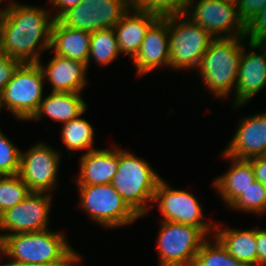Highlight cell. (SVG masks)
Returning <instances> with one entry per match:
<instances>
[{"mask_svg":"<svg viewBox=\"0 0 266 266\" xmlns=\"http://www.w3.org/2000/svg\"><path fill=\"white\" fill-rule=\"evenodd\" d=\"M42 8L9 3L0 9V52L21 63H38L50 49L54 19Z\"/></svg>","mask_w":266,"mask_h":266,"instance_id":"obj_1","label":"cell"},{"mask_svg":"<svg viewBox=\"0 0 266 266\" xmlns=\"http://www.w3.org/2000/svg\"><path fill=\"white\" fill-rule=\"evenodd\" d=\"M0 254L12 259L7 263L68 265L79 254L61 232L48 229L5 235L0 241Z\"/></svg>","mask_w":266,"mask_h":266,"instance_id":"obj_2","label":"cell"},{"mask_svg":"<svg viewBox=\"0 0 266 266\" xmlns=\"http://www.w3.org/2000/svg\"><path fill=\"white\" fill-rule=\"evenodd\" d=\"M161 179L144 159L119 149L118 171L111 185L139 217L149 211L148 202H153Z\"/></svg>","mask_w":266,"mask_h":266,"instance_id":"obj_3","label":"cell"},{"mask_svg":"<svg viewBox=\"0 0 266 266\" xmlns=\"http://www.w3.org/2000/svg\"><path fill=\"white\" fill-rule=\"evenodd\" d=\"M245 37L214 39L204 55L197 70L202 82L212 94L222 98L232 87H236L239 63L243 52L241 42ZM235 84V85H234Z\"/></svg>","mask_w":266,"mask_h":266,"instance_id":"obj_4","label":"cell"},{"mask_svg":"<svg viewBox=\"0 0 266 266\" xmlns=\"http://www.w3.org/2000/svg\"><path fill=\"white\" fill-rule=\"evenodd\" d=\"M44 75L38 63H21L0 93V110L7 107L19 120H30L43 99Z\"/></svg>","mask_w":266,"mask_h":266,"instance_id":"obj_5","label":"cell"},{"mask_svg":"<svg viewBox=\"0 0 266 266\" xmlns=\"http://www.w3.org/2000/svg\"><path fill=\"white\" fill-rule=\"evenodd\" d=\"M168 31L170 68H198L214 38L186 15L168 16Z\"/></svg>","mask_w":266,"mask_h":266,"instance_id":"obj_6","label":"cell"},{"mask_svg":"<svg viewBox=\"0 0 266 266\" xmlns=\"http://www.w3.org/2000/svg\"><path fill=\"white\" fill-rule=\"evenodd\" d=\"M77 186L81 207L99 225L113 229L130 224L140 218L122 199L111 183Z\"/></svg>","mask_w":266,"mask_h":266,"instance_id":"obj_7","label":"cell"},{"mask_svg":"<svg viewBox=\"0 0 266 266\" xmlns=\"http://www.w3.org/2000/svg\"><path fill=\"white\" fill-rule=\"evenodd\" d=\"M157 238L159 266H193L206 234L196 226L162 221Z\"/></svg>","mask_w":266,"mask_h":266,"instance_id":"obj_8","label":"cell"},{"mask_svg":"<svg viewBox=\"0 0 266 266\" xmlns=\"http://www.w3.org/2000/svg\"><path fill=\"white\" fill-rule=\"evenodd\" d=\"M194 2L197 1H190L185 15L205 29L214 39L244 37L245 24L239 17L235 1L199 0L195 6Z\"/></svg>","mask_w":266,"mask_h":266,"instance_id":"obj_9","label":"cell"},{"mask_svg":"<svg viewBox=\"0 0 266 266\" xmlns=\"http://www.w3.org/2000/svg\"><path fill=\"white\" fill-rule=\"evenodd\" d=\"M129 9V0H82L59 20L70 28L92 33L114 28Z\"/></svg>","mask_w":266,"mask_h":266,"instance_id":"obj_10","label":"cell"},{"mask_svg":"<svg viewBox=\"0 0 266 266\" xmlns=\"http://www.w3.org/2000/svg\"><path fill=\"white\" fill-rule=\"evenodd\" d=\"M51 197L45 192H30L22 202L3 212L0 229L9 233L0 234V241L5 235L47 230Z\"/></svg>","mask_w":266,"mask_h":266,"instance_id":"obj_11","label":"cell"},{"mask_svg":"<svg viewBox=\"0 0 266 266\" xmlns=\"http://www.w3.org/2000/svg\"><path fill=\"white\" fill-rule=\"evenodd\" d=\"M153 202L158 203V209L164 216L162 221L196 226L206 235L214 233L213 226L202 220V208L197 199L186 190L169 187L163 178L157 184Z\"/></svg>","mask_w":266,"mask_h":266,"instance_id":"obj_12","label":"cell"},{"mask_svg":"<svg viewBox=\"0 0 266 266\" xmlns=\"http://www.w3.org/2000/svg\"><path fill=\"white\" fill-rule=\"evenodd\" d=\"M59 152L40 142L20 153L18 175L31 192L48 193L56 184L60 162Z\"/></svg>","mask_w":266,"mask_h":266,"instance_id":"obj_13","label":"cell"},{"mask_svg":"<svg viewBox=\"0 0 266 266\" xmlns=\"http://www.w3.org/2000/svg\"><path fill=\"white\" fill-rule=\"evenodd\" d=\"M249 49H260L258 54L243 48L239 63L234 107L245 105L255 94L266 86V48L260 43H249Z\"/></svg>","mask_w":266,"mask_h":266,"instance_id":"obj_14","label":"cell"},{"mask_svg":"<svg viewBox=\"0 0 266 266\" xmlns=\"http://www.w3.org/2000/svg\"><path fill=\"white\" fill-rule=\"evenodd\" d=\"M132 60L137 76H143L160 65L170 67L168 16L159 18L149 28L137 55Z\"/></svg>","mask_w":266,"mask_h":266,"instance_id":"obj_15","label":"cell"},{"mask_svg":"<svg viewBox=\"0 0 266 266\" xmlns=\"http://www.w3.org/2000/svg\"><path fill=\"white\" fill-rule=\"evenodd\" d=\"M223 152L236 159L266 156V113L242 119Z\"/></svg>","mask_w":266,"mask_h":266,"instance_id":"obj_16","label":"cell"},{"mask_svg":"<svg viewBox=\"0 0 266 266\" xmlns=\"http://www.w3.org/2000/svg\"><path fill=\"white\" fill-rule=\"evenodd\" d=\"M38 64L45 80L50 82L52 92L80 93L87 85L85 63L55 54L46 66L42 65L41 60Z\"/></svg>","mask_w":266,"mask_h":266,"instance_id":"obj_17","label":"cell"},{"mask_svg":"<svg viewBox=\"0 0 266 266\" xmlns=\"http://www.w3.org/2000/svg\"><path fill=\"white\" fill-rule=\"evenodd\" d=\"M80 175L77 185H103L112 182L118 171L119 147L117 150L94 149L80 158Z\"/></svg>","mask_w":266,"mask_h":266,"instance_id":"obj_18","label":"cell"},{"mask_svg":"<svg viewBox=\"0 0 266 266\" xmlns=\"http://www.w3.org/2000/svg\"><path fill=\"white\" fill-rule=\"evenodd\" d=\"M129 9L113 28L121 53L137 55L149 28L160 18L149 12H137Z\"/></svg>","mask_w":266,"mask_h":266,"instance_id":"obj_19","label":"cell"},{"mask_svg":"<svg viewBox=\"0 0 266 266\" xmlns=\"http://www.w3.org/2000/svg\"><path fill=\"white\" fill-rule=\"evenodd\" d=\"M91 33L70 28L60 20H54L51 31L50 49L54 54L88 64Z\"/></svg>","mask_w":266,"mask_h":266,"instance_id":"obj_20","label":"cell"},{"mask_svg":"<svg viewBox=\"0 0 266 266\" xmlns=\"http://www.w3.org/2000/svg\"><path fill=\"white\" fill-rule=\"evenodd\" d=\"M221 154L233 162L225 174L215 178L213 184L224 203L230 206L256 179L252 164L248 159H236L224 152Z\"/></svg>","mask_w":266,"mask_h":266,"instance_id":"obj_21","label":"cell"},{"mask_svg":"<svg viewBox=\"0 0 266 266\" xmlns=\"http://www.w3.org/2000/svg\"><path fill=\"white\" fill-rule=\"evenodd\" d=\"M80 95V93L73 92H51L42 99L38 111L30 120H40L43 115H46L54 121L67 123L83 115L87 109Z\"/></svg>","mask_w":266,"mask_h":266,"instance_id":"obj_22","label":"cell"},{"mask_svg":"<svg viewBox=\"0 0 266 266\" xmlns=\"http://www.w3.org/2000/svg\"><path fill=\"white\" fill-rule=\"evenodd\" d=\"M214 236L226 248L227 252L247 266H257L256 229H221Z\"/></svg>","mask_w":266,"mask_h":266,"instance_id":"obj_23","label":"cell"},{"mask_svg":"<svg viewBox=\"0 0 266 266\" xmlns=\"http://www.w3.org/2000/svg\"><path fill=\"white\" fill-rule=\"evenodd\" d=\"M119 54H121V52L113 28L98 30L91 33L87 68L92 58L99 65L105 66L117 58Z\"/></svg>","mask_w":266,"mask_h":266,"instance_id":"obj_24","label":"cell"},{"mask_svg":"<svg viewBox=\"0 0 266 266\" xmlns=\"http://www.w3.org/2000/svg\"><path fill=\"white\" fill-rule=\"evenodd\" d=\"M80 116L64 123L62 128V142L71 153L72 150L87 149V152L94 150V129L87 120Z\"/></svg>","mask_w":266,"mask_h":266,"instance_id":"obj_25","label":"cell"},{"mask_svg":"<svg viewBox=\"0 0 266 266\" xmlns=\"http://www.w3.org/2000/svg\"><path fill=\"white\" fill-rule=\"evenodd\" d=\"M212 239L202 243L193 266H247L231 256L215 236Z\"/></svg>","mask_w":266,"mask_h":266,"instance_id":"obj_26","label":"cell"},{"mask_svg":"<svg viewBox=\"0 0 266 266\" xmlns=\"http://www.w3.org/2000/svg\"><path fill=\"white\" fill-rule=\"evenodd\" d=\"M191 0H129L130 10L149 12L160 18L185 15Z\"/></svg>","mask_w":266,"mask_h":266,"instance_id":"obj_27","label":"cell"},{"mask_svg":"<svg viewBox=\"0 0 266 266\" xmlns=\"http://www.w3.org/2000/svg\"><path fill=\"white\" fill-rule=\"evenodd\" d=\"M26 183L17 175L0 177V215L22 202L30 193Z\"/></svg>","mask_w":266,"mask_h":266,"instance_id":"obj_28","label":"cell"},{"mask_svg":"<svg viewBox=\"0 0 266 266\" xmlns=\"http://www.w3.org/2000/svg\"><path fill=\"white\" fill-rule=\"evenodd\" d=\"M229 207L244 212L264 214L266 212V187L255 180Z\"/></svg>","mask_w":266,"mask_h":266,"instance_id":"obj_29","label":"cell"},{"mask_svg":"<svg viewBox=\"0 0 266 266\" xmlns=\"http://www.w3.org/2000/svg\"><path fill=\"white\" fill-rule=\"evenodd\" d=\"M20 153L0 130V175H17L20 169Z\"/></svg>","mask_w":266,"mask_h":266,"instance_id":"obj_30","label":"cell"},{"mask_svg":"<svg viewBox=\"0 0 266 266\" xmlns=\"http://www.w3.org/2000/svg\"><path fill=\"white\" fill-rule=\"evenodd\" d=\"M244 37L257 44L266 38V6L245 24Z\"/></svg>","mask_w":266,"mask_h":266,"instance_id":"obj_31","label":"cell"},{"mask_svg":"<svg viewBox=\"0 0 266 266\" xmlns=\"http://www.w3.org/2000/svg\"><path fill=\"white\" fill-rule=\"evenodd\" d=\"M241 21L246 24L266 6V0H236Z\"/></svg>","mask_w":266,"mask_h":266,"instance_id":"obj_32","label":"cell"},{"mask_svg":"<svg viewBox=\"0 0 266 266\" xmlns=\"http://www.w3.org/2000/svg\"><path fill=\"white\" fill-rule=\"evenodd\" d=\"M20 64L19 60L0 52V93L11 80L14 71Z\"/></svg>","mask_w":266,"mask_h":266,"instance_id":"obj_33","label":"cell"},{"mask_svg":"<svg viewBox=\"0 0 266 266\" xmlns=\"http://www.w3.org/2000/svg\"><path fill=\"white\" fill-rule=\"evenodd\" d=\"M248 160L252 164L255 179L266 187V156L253 157Z\"/></svg>","mask_w":266,"mask_h":266,"instance_id":"obj_34","label":"cell"},{"mask_svg":"<svg viewBox=\"0 0 266 266\" xmlns=\"http://www.w3.org/2000/svg\"><path fill=\"white\" fill-rule=\"evenodd\" d=\"M257 266H266V230L256 228Z\"/></svg>","mask_w":266,"mask_h":266,"instance_id":"obj_35","label":"cell"},{"mask_svg":"<svg viewBox=\"0 0 266 266\" xmlns=\"http://www.w3.org/2000/svg\"><path fill=\"white\" fill-rule=\"evenodd\" d=\"M82 0H49V2L58 10L53 19L59 20L72 7H75Z\"/></svg>","mask_w":266,"mask_h":266,"instance_id":"obj_36","label":"cell"},{"mask_svg":"<svg viewBox=\"0 0 266 266\" xmlns=\"http://www.w3.org/2000/svg\"><path fill=\"white\" fill-rule=\"evenodd\" d=\"M0 266H67V265H48V264H27V263H2Z\"/></svg>","mask_w":266,"mask_h":266,"instance_id":"obj_37","label":"cell"},{"mask_svg":"<svg viewBox=\"0 0 266 266\" xmlns=\"http://www.w3.org/2000/svg\"><path fill=\"white\" fill-rule=\"evenodd\" d=\"M81 255H78L75 259H73L67 266H78V262L81 261Z\"/></svg>","mask_w":266,"mask_h":266,"instance_id":"obj_38","label":"cell"},{"mask_svg":"<svg viewBox=\"0 0 266 266\" xmlns=\"http://www.w3.org/2000/svg\"><path fill=\"white\" fill-rule=\"evenodd\" d=\"M261 44L266 48V38L261 42Z\"/></svg>","mask_w":266,"mask_h":266,"instance_id":"obj_39","label":"cell"}]
</instances>
